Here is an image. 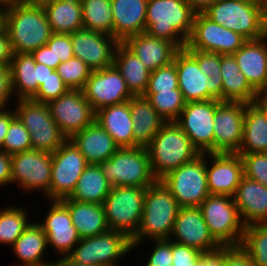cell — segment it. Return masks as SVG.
Returning a JSON list of instances; mask_svg holds the SVG:
<instances>
[{
    "label": "cell",
    "mask_w": 267,
    "mask_h": 266,
    "mask_svg": "<svg viewBox=\"0 0 267 266\" xmlns=\"http://www.w3.org/2000/svg\"><path fill=\"white\" fill-rule=\"evenodd\" d=\"M196 13L187 0H148L146 33L184 49Z\"/></svg>",
    "instance_id": "6da1fadb"
},
{
    "label": "cell",
    "mask_w": 267,
    "mask_h": 266,
    "mask_svg": "<svg viewBox=\"0 0 267 266\" xmlns=\"http://www.w3.org/2000/svg\"><path fill=\"white\" fill-rule=\"evenodd\" d=\"M180 208L177 200L161 180L147 187L141 224L131 239L133 248L143 243L146 238L151 241L170 239Z\"/></svg>",
    "instance_id": "7a4b0ae2"
},
{
    "label": "cell",
    "mask_w": 267,
    "mask_h": 266,
    "mask_svg": "<svg viewBox=\"0 0 267 266\" xmlns=\"http://www.w3.org/2000/svg\"><path fill=\"white\" fill-rule=\"evenodd\" d=\"M146 148L152 173L157 180L200 155L175 122H166Z\"/></svg>",
    "instance_id": "3957f363"
},
{
    "label": "cell",
    "mask_w": 267,
    "mask_h": 266,
    "mask_svg": "<svg viewBox=\"0 0 267 266\" xmlns=\"http://www.w3.org/2000/svg\"><path fill=\"white\" fill-rule=\"evenodd\" d=\"M13 53H31L46 45L52 30L43 7L16 4L5 12V25Z\"/></svg>",
    "instance_id": "277c9868"
},
{
    "label": "cell",
    "mask_w": 267,
    "mask_h": 266,
    "mask_svg": "<svg viewBox=\"0 0 267 266\" xmlns=\"http://www.w3.org/2000/svg\"><path fill=\"white\" fill-rule=\"evenodd\" d=\"M98 166L113 187L147 188L157 181L146 147L119 148L108 160L99 162Z\"/></svg>",
    "instance_id": "5b68a950"
},
{
    "label": "cell",
    "mask_w": 267,
    "mask_h": 266,
    "mask_svg": "<svg viewBox=\"0 0 267 266\" xmlns=\"http://www.w3.org/2000/svg\"><path fill=\"white\" fill-rule=\"evenodd\" d=\"M202 13L246 40L260 39L266 35L261 1L217 0Z\"/></svg>",
    "instance_id": "8992f818"
},
{
    "label": "cell",
    "mask_w": 267,
    "mask_h": 266,
    "mask_svg": "<svg viewBox=\"0 0 267 266\" xmlns=\"http://www.w3.org/2000/svg\"><path fill=\"white\" fill-rule=\"evenodd\" d=\"M146 188L115 186L104 200L110 230L120 231L132 239L141 224Z\"/></svg>",
    "instance_id": "52a82bcc"
},
{
    "label": "cell",
    "mask_w": 267,
    "mask_h": 266,
    "mask_svg": "<svg viewBox=\"0 0 267 266\" xmlns=\"http://www.w3.org/2000/svg\"><path fill=\"white\" fill-rule=\"evenodd\" d=\"M199 208L211 235L221 246L241 245L245 225L232 196L209 195Z\"/></svg>",
    "instance_id": "ba28073f"
},
{
    "label": "cell",
    "mask_w": 267,
    "mask_h": 266,
    "mask_svg": "<svg viewBox=\"0 0 267 266\" xmlns=\"http://www.w3.org/2000/svg\"><path fill=\"white\" fill-rule=\"evenodd\" d=\"M134 250L131 239L120 231L83 238L67 255L73 261L89 266H117L121 257Z\"/></svg>",
    "instance_id": "9c48e42d"
},
{
    "label": "cell",
    "mask_w": 267,
    "mask_h": 266,
    "mask_svg": "<svg viewBox=\"0 0 267 266\" xmlns=\"http://www.w3.org/2000/svg\"><path fill=\"white\" fill-rule=\"evenodd\" d=\"M161 182L180 207H199L210 195L207 187L206 153L171 171Z\"/></svg>",
    "instance_id": "30bf717a"
},
{
    "label": "cell",
    "mask_w": 267,
    "mask_h": 266,
    "mask_svg": "<svg viewBox=\"0 0 267 266\" xmlns=\"http://www.w3.org/2000/svg\"><path fill=\"white\" fill-rule=\"evenodd\" d=\"M89 165L75 144L67 139L52 153V172L49 200H61L74 191L79 177Z\"/></svg>",
    "instance_id": "8fae6325"
},
{
    "label": "cell",
    "mask_w": 267,
    "mask_h": 266,
    "mask_svg": "<svg viewBox=\"0 0 267 266\" xmlns=\"http://www.w3.org/2000/svg\"><path fill=\"white\" fill-rule=\"evenodd\" d=\"M246 41L240 34L215 23L199 12L195 15L185 49L231 55L239 50Z\"/></svg>",
    "instance_id": "7c38bea8"
},
{
    "label": "cell",
    "mask_w": 267,
    "mask_h": 266,
    "mask_svg": "<svg viewBox=\"0 0 267 266\" xmlns=\"http://www.w3.org/2000/svg\"><path fill=\"white\" fill-rule=\"evenodd\" d=\"M52 153L30 149L11 155L12 185L24 191H39L47 194L50 189Z\"/></svg>",
    "instance_id": "4fadbf2b"
},
{
    "label": "cell",
    "mask_w": 267,
    "mask_h": 266,
    "mask_svg": "<svg viewBox=\"0 0 267 266\" xmlns=\"http://www.w3.org/2000/svg\"><path fill=\"white\" fill-rule=\"evenodd\" d=\"M51 116L62 135L71 139L95 121L96 112L80 89H69L48 103Z\"/></svg>",
    "instance_id": "5bb4252c"
},
{
    "label": "cell",
    "mask_w": 267,
    "mask_h": 266,
    "mask_svg": "<svg viewBox=\"0 0 267 266\" xmlns=\"http://www.w3.org/2000/svg\"><path fill=\"white\" fill-rule=\"evenodd\" d=\"M217 107L218 100L188 102L175 121L200 154L213 153V119Z\"/></svg>",
    "instance_id": "9a60e30c"
},
{
    "label": "cell",
    "mask_w": 267,
    "mask_h": 266,
    "mask_svg": "<svg viewBox=\"0 0 267 266\" xmlns=\"http://www.w3.org/2000/svg\"><path fill=\"white\" fill-rule=\"evenodd\" d=\"M82 91L95 112L106 106L129 101L134 96L114 64L92 71Z\"/></svg>",
    "instance_id": "2e32d148"
},
{
    "label": "cell",
    "mask_w": 267,
    "mask_h": 266,
    "mask_svg": "<svg viewBox=\"0 0 267 266\" xmlns=\"http://www.w3.org/2000/svg\"><path fill=\"white\" fill-rule=\"evenodd\" d=\"M246 105L244 102L218 101L213 119V153H238Z\"/></svg>",
    "instance_id": "e0dca14e"
},
{
    "label": "cell",
    "mask_w": 267,
    "mask_h": 266,
    "mask_svg": "<svg viewBox=\"0 0 267 266\" xmlns=\"http://www.w3.org/2000/svg\"><path fill=\"white\" fill-rule=\"evenodd\" d=\"M74 57L86 63L92 71L113 65L119 43L114 37L81 28L71 34Z\"/></svg>",
    "instance_id": "ac0fdd59"
},
{
    "label": "cell",
    "mask_w": 267,
    "mask_h": 266,
    "mask_svg": "<svg viewBox=\"0 0 267 266\" xmlns=\"http://www.w3.org/2000/svg\"><path fill=\"white\" fill-rule=\"evenodd\" d=\"M206 173L210 195L233 197L244 176L242 158L238 153H206Z\"/></svg>",
    "instance_id": "d6986e66"
},
{
    "label": "cell",
    "mask_w": 267,
    "mask_h": 266,
    "mask_svg": "<svg viewBox=\"0 0 267 266\" xmlns=\"http://www.w3.org/2000/svg\"><path fill=\"white\" fill-rule=\"evenodd\" d=\"M169 240L200 252L215 250L221 246L211 235L199 207L179 209Z\"/></svg>",
    "instance_id": "ffe728a7"
},
{
    "label": "cell",
    "mask_w": 267,
    "mask_h": 266,
    "mask_svg": "<svg viewBox=\"0 0 267 266\" xmlns=\"http://www.w3.org/2000/svg\"><path fill=\"white\" fill-rule=\"evenodd\" d=\"M46 214V218L38 224L47 236V245L50 244L58 256H67L81 240L68 207L61 200H51V207Z\"/></svg>",
    "instance_id": "44dd1931"
},
{
    "label": "cell",
    "mask_w": 267,
    "mask_h": 266,
    "mask_svg": "<svg viewBox=\"0 0 267 266\" xmlns=\"http://www.w3.org/2000/svg\"><path fill=\"white\" fill-rule=\"evenodd\" d=\"M178 87L188 102L213 100V81L199 69L197 60L184 48L174 56Z\"/></svg>",
    "instance_id": "7402d4cb"
},
{
    "label": "cell",
    "mask_w": 267,
    "mask_h": 266,
    "mask_svg": "<svg viewBox=\"0 0 267 266\" xmlns=\"http://www.w3.org/2000/svg\"><path fill=\"white\" fill-rule=\"evenodd\" d=\"M267 35L247 40L232 54L249 84L257 91L267 90Z\"/></svg>",
    "instance_id": "603a6c76"
},
{
    "label": "cell",
    "mask_w": 267,
    "mask_h": 266,
    "mask_svg": "<svg viewBox=\"0 0 267 266\" xmlns=\"http://www.w3.org/2000/svg\"><path fill=\"white\" fill-rule=\"evenodd\" d=\"M245 226L267 223V187L243 176L233 196Z\"/></svg>",
    "instance_id": "cb8c5ba5"
},
{
    "label": "cell",
    "mask_w": 267,
    "mask_h": 266,
    "mask_svg": "<svg viewBox=\"0 0 267 266\" xmlns=\"http://www.w3.org/2000/svg\"><path fill=\"white\" fill-rule=\"evenodd\" d=\"M122 43L150 72L170 64L179 50L172 42L149 36L146 32L130 36Z\"/></svg>",
    "instance_id": "d4e9b609"
},
{
    "label": "cell",
    "mask_w": 267,
    "mask_h": 266,
    "mask_svg": "<svg viewBox=\"0 0 267 266\" xmlns=\"http://www.w3.org/2000/svg\"><path fill=\"white\" fill-rule=\"evenodd\" d=\"M148 0H111L113 37L118 42L146 32Z\"/></svg>",
    "instance_id": "484cf974"
},
{
    "label": "cell",
    "mask_w": 267,
    "mask_h": 266,
    "mask_svg": "<svg viewBox=\"0 0 267 266\" xmlns=\"http://www.w3.org/2000/svg\"><path fill=\"white\" fill-rule=\"evenodd\" d=\"M95 121L111 135L119 148L134 147L130 100L97 110Z\"/></svg>",
    "instance_id": "4316f807"
},
{
    "label": "cell",
    "mask_w": 267,
    "mask_h": 266,
    "mask_svg": "<svg viewBox=\"0 0 267 266\" xmlns=\"http://www.w3.org/2000/svg\"><path fill=\"white\" fill-rule=\"evenodd\" d=\"M89 164L108 160L119 147L98 122L94 121L70 139Z\"/></svg>",
    "instance_id": "83f0119b"
},
{
    "label": "cell",
    "mask_w": 267,
    "mask_h": 266,
    "mask_svg": "<svg viewBox=\"0 0 267 266\" xmlns=\"http://www.w3.org/2000/svg\"><path fill=\"white\" fill-rule=\"evenodd\" d=\"M134 147H147L166 121L143 95L130 99Z\"/></svg>",
    "instance_id": "f1b7e54d"
},
{
    "label": "cell",
    "mask_w": 267,
    "mask_h": 266,
    "mask_svg": "<svg viewBox=\"0 0 267 266\" xmlns=\"http://www.w3.org/2000/svg\"><path fill=\"white\" fill-rule=\"evenodd\" d=\"M221 101L252 104L258 92L249 84L231 54H221Z\"/></svg>",
    "instance_id": "f546056e"
},
{
    "label": "cell",
    "mask_w": 267,
    "mask_h": 266,
    "mask_svg": "<svg viewBox=\"0 0 267 266\" xmlns=\"http://www.w3.org/2000/svg\"><path fill=\"white\" fill-rule=\"evenodd\" d=\"M61 201L68 207L73 225L81 239L110 230L103 204L79 202L73 199H61Z\"/></svg>",
    "instance_id": "4dcf8cb0"
},
{
    "label": "cell",
    "mask_w": 267,
    "mask_h": 266,
    "mask_svg": "<svg viewBox=\"0 0 267 266\" xmlns=\"http://www.w3.org/2000/svg\"><path fill=\"white\" fill-rule=\"evenodd\" d=\"M14 256L21 263L17 266H49L53 262H45L44 253L48 248L47 236L38 222H32L11 246Z\"/></svg>",
    "instance_id": "1f68e13d"
},
{
    "label": "cell",
    "mask_w": 267,
    "mask_h": 266,
    "mask_svg": "<svg viewBox=\"0 0 267 266\" xmlns=\"http://www.w3.org/2000/svg\"><path fill=\"white\" fill-rule=\"evenodd\" d=\"M113 64L120 71L130 92L134 96L144 95L148 87L150 71L122 42L116 46Z\"/></svg>",
    "instance_id": "d6a6232c"
},
{
    "label": "cell",
    "mask_w": 267,
    "mask_h": 266,
    "mask_svg": "<svg viewBox=\"0 0 267 266\" xmlns=\"http://www.w3.org/2000/svg\"><path fill=\"white\" fill-rule=\"evenodd\" d=\"M9 66L13 96L16 94L17 100L32 99L37 94L39 85L31 53H14Z\"/></svg>",
    "instance_id": "836d02e7"
},
{
    "label": "cell",
    "mask_w": 267,
    "mask_h": 266,
    "mask_svg": "<svg viewBox=\"0 0 267 266\" xmlns=\"http://www.w3.org/2000/svg\"><path fill=\"white\" fill-rule=\"evenodd\" d=\"M43 9L52 33L72 34L83 28L81 0H54Z\"/></svg>",
    "instance_id": "e575fe53"
},
{
    "label": "cell",
    "mask_w": 267,
    "mask_h": 266,
    "mask_svg": "<svg viewBox=\"0 0 267 266\" xmlns=\"http://www.w3.org/2000/svg\"><path fill=\"white\" fill-rule=\"evenodd\" d=\"M267 153V119L254 104H247L243 138L238 154Z\"/></svg>",
    "instance_id": "d590c367"
},
{
    "label": "cell",
    "mask_w": 267,
    "mask_h": 266,
    "mask_svg": "<svg viewBox=\"0 0 267 266\" xmlns=\"http://www.w3.org/2000/svg\"><path fill=\"white\" fill-rule=\"evenodd\" d=\"M112 187L98 164H89L79 177L72 194L64 199L103 204Z\"/></svg>",
    "instance_id": "8d00e7d4"
},
{
    "label": "cell",
    "mask_w": 267,
    "mask_h": 266,
    "mask_svg": "<svg viewBox=\"0 0 267 266\" xmlns=\"http://www.w3.org/2000/svg\"><path fill=\"white\" fill-rule=\"evenodd\" d=\"M83 28L113 37L111 0H81Z\"/></svg>",
    "instance_id": "74e56055"
},
{
    "label": "cell",
    "mask_w": 267,
    "mask_h": 266,
    "mask_svg": "<svg viewBox=\"0 0 267 266\" xmlns=\"http://www.w3.org/2000/svg\"><path fill=\"white\" fill-rule=\"evenodd\" d=\"M25 207L13 206L0 209V243L10 245L20 237L30 225Z\"/></svg>",
    "instance_id": "f35d334b"
},
{
    "label": "cell",
    "mask_w": 267,
    "mask_h": 266,
    "mask_svg": "<svg viewBox=\"0 0 267 266\" xmlns=\"http://www.w3.org/2000/svg\"><path fill=\"white\" fill-rule=\"evenodd\" d=\"M143 96L151 102L153 108L166 122H175L186 104L179 89L145 91Z\"/></svg>",
    "instance_id": "ab89813d"
},
{
    "label": "cell",
    "mask_w": 267,
    "mask_h": 266,
    "mask_svg": "<svg viewBox=\"0 0 267 266\" xmlns=\"http://www.w3.org/2000/svg\"><path fill=\"white\" fill-rule=\"evenodd\" d=\"M240 246L256 266H267V223L245 226Z\"/></svg>",
    "instance_id": "60d3db41"
},
{
    "label": "cell",
    "mask_w": 267,
    "mask_h": 266,
    "mask_svg": "<svg viewBox=\"0 0 267 266\" xmlns=\"http://www.w3.org/2000/svg\"><path fill=\"white\" fill-rule=\"evenodd\" d=\"M15 113L27 130L48 127L54 123L48 104L32 99L17 100Z\"/></svg>",
    "instance_id": "b9f144b4"
},
{
    "label": "cell",
    "mask_w": 267,
    "mask_h": 266,
    "mask_svg": "<svg viewBox=\"0 0 267 266\" xmlns=\"http://www.w3.org/2000/svg\"><path fill=\"white\" fill-rule=\"evenodd\" d=\"M198 62L199 69L213 81V100L221 101V54L199 50H187Z\"/></svg>",
    "instance_id": "7bdbcfd3"
},
{
    "label": "cell",
    "mask_w": 267,
    "mask_h": 266,
    "mask_svg": "<svg viewBox=\"0 0 267 266\" xmlns=\"http://www.w3.org/2000/svg\"><path fill=\"white\" fill-rule=\"evenodd\" d=\"M56 71L69 89L82 90L89 79L92 69L77 57L61 62Z\"/></svg>",
    "instance_id": "ee69618b"
},
{
    "label": "cell",
    "mask_w": 267,
    "mask_h": 266,
    "mask_svg": "<svg viewBox=\"0 0 267 266\" xmlns=\"http://www.w3.org/2000/svg\"><path fill=\"white\" fill-rule=\"evenodd\" d=\"M28 131L30 133L32 149L37 151L53 153L67 140L55 122L51 126L31 128Z\"/></svg>",
    "instance_id": "f6af8a7d"
},
{
    "label": "cell",
    "mask_w": 267,
    "mask_h": 266,
    "mask_svg": "<svg viewBox=\"0 0 267 266\" xmlns=\"http://www.w3.org/2000/svg\"><path fill=\"white\" fill-rule=\"evenodd\" d=\"M32 149L30 133L16 116L10 123L1 150L8 155Z\"/></svg>",
    "instance_id": "bcb514c9"
},
{
    "label": "cell",
    "mask_w": 267,
    "mask_h": 266,
    "mask_svg": "<svg viewBox=\"0 0 267 266\" xmlns=\"http://www.w3.org/2000/svg\"><path fill=\"white\" fill-rule=\"evenodd\" d=\"M179 89L176 65L170 64L150 72L149 83L146 91H171Z\"/></svg>",
    "instance_id": "7dc6e473"
},
{
    "label": "cell",
    "mask_w": 267,
    "mask_h": 266,
    "mask_svg": "<svg viewBox=\"0 0 267 266\" xmlns=\"http://www.w3.org/2000/svg\"><path fill=\"white\" fill-rule=\"evenodd\" d=\"M244 176L267 187V153L239 154Z\"/></svg>",
    "instance_id": "c3c4849f"
},
{
    "label": "cell",
    "mask_w": 267,
    "mask_h": 266,
    "mask_svg": "<svg viewBox=\"0 0 267 266\" xmlns=\"http://www.w3.org/2000/svg\"><path fill=\"white\" fill-rule=\"evenodd\" d=\"M69 90L68 86L62 81L56 70L50 73V76L39 87L37 94L32 100L48 104L57 99Z\"/></svg>",
    "instance_id": "681fc988"
},
{
    "label": "cell",
    "mask_w": 267,
    "mask_h": 266,
    "mask_svg": "<svg viewBox=\"0 0 267 266\" xmlns=\"http://www.w3.org/2000/svg\"><path fill=\"white\" fill-rule=\"evenodd\" d=\"M46 45L53 51L55 70L61 62L74 57L71 34L52 33Z\"/></svg>",
    "instance_id": "f907efd6"
},
{
    "label": "cell",
    "mask_w": 267,
    "mask_h": 266,
    "mask_svg": "<svg viewBox=\"0 0 267 266\" xmlns=\"http://www.w3.org/2000/svg\"><path fill=\"white\" fill-rule=\"evenodd\" d=\"M172 266H199L201 252L193 247L172 241Z\"/></svg>",
    "instance_id": "816d5d0a"
},
{
    "label": "cell",
    "mask_w": 267,
    "mask_h": 266,
    "mask_svg": "<svg viewBox=\"0 0 267 266\" xmlns=\"http://www.w3.org/2000/svg\"><path fill=\"white\" fill-rule=\"evenodd\" d=\"M155 248L147 260L149 266H172V241L169 239L153 240Z\"/></svg>",
    "instance_id": "f5cc1de1"
},
{
    "label": "cell",
    "mask_w": 267,
    "mask_h": 266,
    "mask_svg": "<svg viewBox=\"0 0 267 266\" xmlns=\"http://www.w3.org/2000/svg\"><path fill=\"white\" fill-rule=\"evenodd\" d=\"M223 266H256L241 246H226Z\"/></svg>",
    "instance_id": "db71d44e"
},
{
    "label": "cell",
    "mask_w": 267,
    "mask_h": 266,
    "mask_svg": "<svg viewBox=\"0 0 267 266\" xmlns=\"http://www.w3.org/2000/svg\"><path fill=\"white\" fill-rule=\"evenodd\" d=\"M12 94L10 66L0 64V109L8 107Z\"/></svg>",
    "instance_id": "11a10c76"
},
{
    "label": "cell",
    "mask_w": 267,
    "mask_h": 266,
    "mask_svg": "<svg viewBox=\"0 0 267 266\" xmlns=\"http://www.w3.org/2000/svg\"><path fill=\"white\" fill-rule=\"evenodd\" d=\"M226 257V246H220L215 250L201 252L199 266H223Z\"/></svg>",
    "instance_id": "9f6ffc18"
},
{
    "label": "cell",
    "mask_w": 267,
    "mask_h": 266,
    "mask_svg": "<svg viewBox=\"0 0 267 266\" xmlns=\"http://www.w3.org/2000/svg\"><path fill=\"white\" fill-rule=\"evenodd\" d=\"M13 54L8 32L4 28L0 31V64L10 65Z\"/></svg>",
    "instance_id": "6f0895ef"
},
{
    "label": "cell",
    "mask_w": 267,
    "mask_h": 266,
    "mask_svg": "<svg viewBox=\"0 0 267 266\" xmlns=\"http://www.w3.org/2000/svg\"><path fill=\"white\" fill-rule=\"evenodd\" d=\"M12 184L11 155L0 149V187Z\"/></svg>",
    "instance_id": "680465c9"
},
{
    "label": "cell",
    "mask_w": 267,
    "mask_h": 266,
    "mask_svg": "<svg viewBox=\"0 0 267 266\" xmlns=\"http://www.w3.org/2000/svg\"><path fill=\"white\" fill-rule=\"evenodd\" d=\"M31 55L36 63L44 64L55 70L53 51L47 45L32 51Z\"/></svg>",
    "instance_id": "91938a15"
},
{
    "label": "cell",
    "mask_w": 267,
    "mask_h": 266,
    "mask_svg": "<svg viewBox=\"0 0 267 266\" xmlns=\"http://www.w3.org/2000/svg\"><path fill=\"white\" fill-rule=\"evenodd\" d=\"M16 117L15 110L0 109V149L4 142L11 121Z\"/></svg>",
    "instance_id": "94428289"
},
{
    "label": "cell",
    "mask_w": 267,
    "mask_h": 266,
    "mask_svg": "<svg viewBox=\"0 0 267 266\" xmlns=\"http://www.w3.org/2000/svg\"><path fill=\"white\" fill-rule=\"evenodd\" d=\"M35 67L37 68V82L39 87L45 82V80L50 76V73L54 69L49 68L48 66L35 62Z\"/></svg>",
    "instance_id": "6125c7cd"
},
{
    "label": "cell",
    "mask_w": 267,
    "mask_h": 266,
    "mask_svg": "<svg viewBox=\"0 0 267 266\" xmlns=\"http://www.w3.org/2000/svg\"><path fill=\"white\" fill-rule=\"evenodd\" d=\"M253 103L262 111L267 119V90L258 92Z\"/></svg>",
    "instance_id": "be15d7a7"
},
{
    "label": "cell",
    "mask_w": 267,
    "mask_h": 266,
    "mask_svg": "<svg viewBox=\"0 0 267 266\" xmlns=\"http://www.w3.org/2000/svg\"><path fill=\"white\" fill-rule=\"evenodd\" d=\"M192 8L197 12L204 11L209 5H212L217 0H187Z\"/></svg>",
    "instance_id": "e7e4bbea"
},
{
    "label": "cell",
    "mask_w": 267,
    "mask_h": 266,
    "mask_svg": "<svg viewBox=\"0 0 267 266\" xmlns=\"http://www.w3.org/2000/svg\"><path fill=\"white\" fill-rule=\"evenodd\" d=\"M53 265L54 266H89V265L77 263L73 261L72 259H70L68 256L59 257L58 261L56 260L53 262Z\"/></svg>",
    "instance_id": "03108f58"
},
{
    "label": "cell",
    "mask_w": 267,
    "mask_h": 266,
    "mask_svg": "<svg viewBox=\"0 0 267 266\" xmlns=\"http://www.w3.org/2000/svg\"><path fill=\"white\" fill-rule=\"evenodd\" d=\"M54 0H20L21 4L27 6L44 7L47 4L52 3Z\"/></svg>",
    "instance_id": "003e7915"
},
{
    "label": "cell",
    "mask_w": 267,
    "mask_h": 266,
    "mask_svg": "<svg viewBox=\"0 0 267 266\" xmlns=\"http://www.w3.org/2000/svg\"><path fill=\"white\" fill-rule=\"evenodd\" d=\"M19 3L20 0H0V8L6 11Z\"/></svg>",
    "instance_id": "a7ac6f4b"
},
{
    "label": "cell",
    "mask_w": 267,
    "mask_h": 266,
    "mask_svg": "<svg viewBox=\"0 0 267 266\" xmlns=\"http://www.w3.org/2000/svg\"><path fill=\"white\" fill-rule=\"evenodd\" d=\"M263 26L267 35V0H261Z\"/></svg>",
    "instance_id": "89a4df30"
},
{
    "label": "cell",
    "mask_w": 267,
    "mask_h": 266,
    "mask_svg": "<svg viewBox=\"0 0 267 266\" xmlns=\"http://www.w3.org/2000/svg\"><path fill=\"white\" fill-rule=\"evenodd\" d=\"M5 10H3L2 8H0V31L2 29H4V25H5Z\"/></svg>",
    "instance_id": "2644e50d"
}]
</instances>
